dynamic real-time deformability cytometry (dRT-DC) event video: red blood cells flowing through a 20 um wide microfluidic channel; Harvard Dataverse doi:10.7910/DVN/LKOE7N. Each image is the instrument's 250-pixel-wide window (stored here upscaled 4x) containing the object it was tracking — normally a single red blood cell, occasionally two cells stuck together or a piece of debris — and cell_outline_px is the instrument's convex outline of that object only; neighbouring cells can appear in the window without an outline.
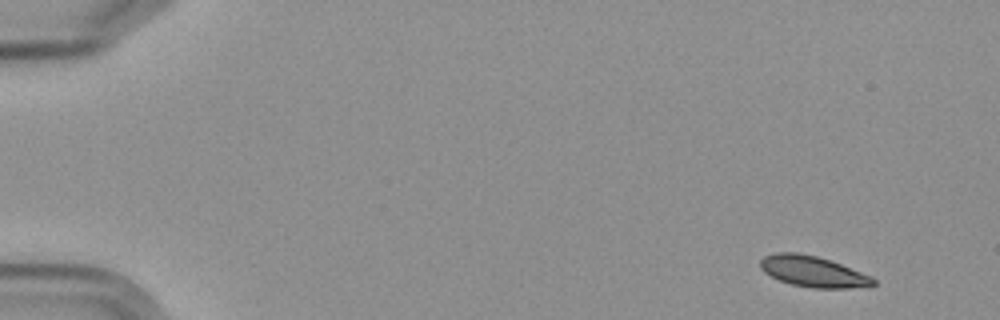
{"species": "Egyptian fruit bat (a non-hibernating species)", "species_latin": "Rousettus aegyptiacus", "temperature_condition": "cold", "stored_images_in_passage": 5, "camera_frame_rate_fps": 3000, "um_per_image_px": 0.085, "frame": {"image": 1, "passage_image": 1, "time_ms": 0.0, "image_size_px": [1000, 320], "cell_outline_px": [[876, 284], [848, 288], [812, 288], [792, 284], [780, 280], [764, 272], [760, 268], [760, 260], [764, 256], [776, 252], [796, 252], [816, 256], [832, 260], [872, 276], [876, 280]], "centroid_in_image_um": [69.11, 23.06], "position_along_channel_um": 15.9, "area_um2": 20.35}}
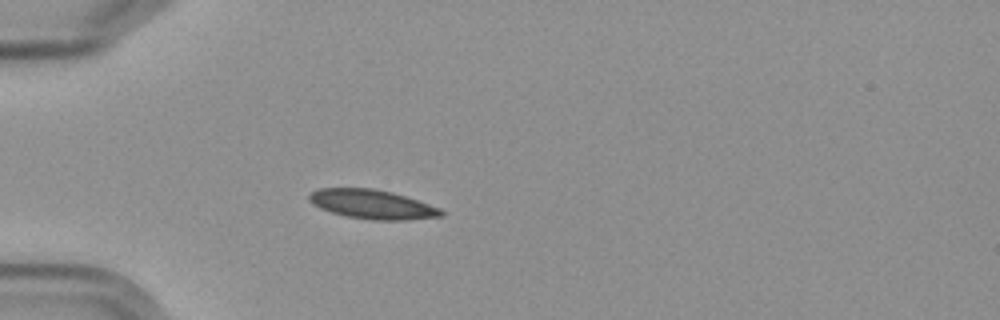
{"frame": {"image": 2, "passage_image": 4, "time_ms": 4.333, "image_size_px": [1000, 320], "cell_outline_px": [[444, 216], [408, 220], [372, 220], [348, 216], [332, 212], [320, 208], [312, 204], [308, 200], [308, 196], [316, 188], [372, 188], [392, 192], [440, 208], [444, 212]], "centroid_in_image_um": [31.63, 17.36], "position_along_channel_um": 53.4, "area_um2": 22.37}}